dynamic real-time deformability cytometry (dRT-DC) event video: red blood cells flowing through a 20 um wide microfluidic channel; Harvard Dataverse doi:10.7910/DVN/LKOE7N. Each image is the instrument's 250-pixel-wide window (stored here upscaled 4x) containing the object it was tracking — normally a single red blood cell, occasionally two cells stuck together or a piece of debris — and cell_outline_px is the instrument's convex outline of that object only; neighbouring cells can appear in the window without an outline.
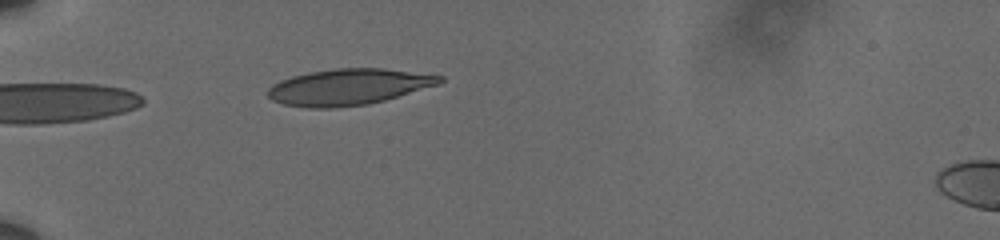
{"species": "human", "species_latin": "Homo sapiens", "temperature_condition": "cold", "stored_images_in_passage": 6, "camera_frame_rate_fps": 3000, "um_per_image_px": 0.085, "donor": {"sex": "male"}, "frame": {"image": 1, "passage_image": 1, "time_ms": 0.0, "image_size_px": [1000, 240], "cell_outline_px": [[444, 80], [440, 84], [384, 100], [368, 104], [332, 108], [308, 108], [284, 104], [272, 100], [268, 96], [268, 88], [272, 84], [280, 80], [292, 76], [308, 72], [336, 68], [384, 68], [444, 76]], "centroid_in_image_um": [29.61, 7.38], "position_along_channel_um": 55.4, "area_um2": 36.24}}
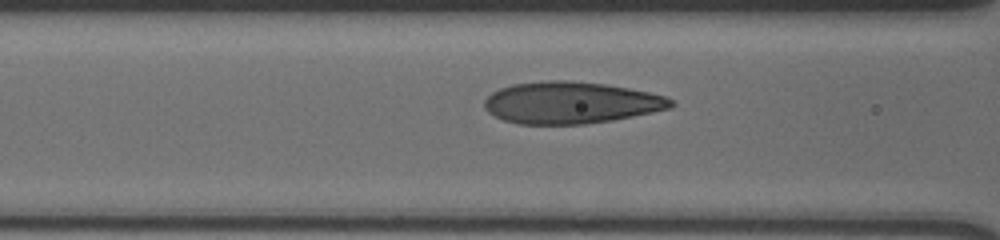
{"frame": {"image": 2, "passage_image": 4, "time_ms": 1.0, "image_size_px": [1000, 240], "cell_outline_px": [[676, 104], [672, 108], [612, 120], [584, 124], [520, 124], [504, 120], [488, 112], [484, 108], [484, 100], [492, 92], [500, 88], [512, 84], [548, 80], [568, 80], [604, 84], [628, 88], [648, 92], [664, 96], [672, 100]], "centroid_in_image_um": [48.51, 8.72], "position_along_channel_um": 118.1, "area_um2": 45.37}}